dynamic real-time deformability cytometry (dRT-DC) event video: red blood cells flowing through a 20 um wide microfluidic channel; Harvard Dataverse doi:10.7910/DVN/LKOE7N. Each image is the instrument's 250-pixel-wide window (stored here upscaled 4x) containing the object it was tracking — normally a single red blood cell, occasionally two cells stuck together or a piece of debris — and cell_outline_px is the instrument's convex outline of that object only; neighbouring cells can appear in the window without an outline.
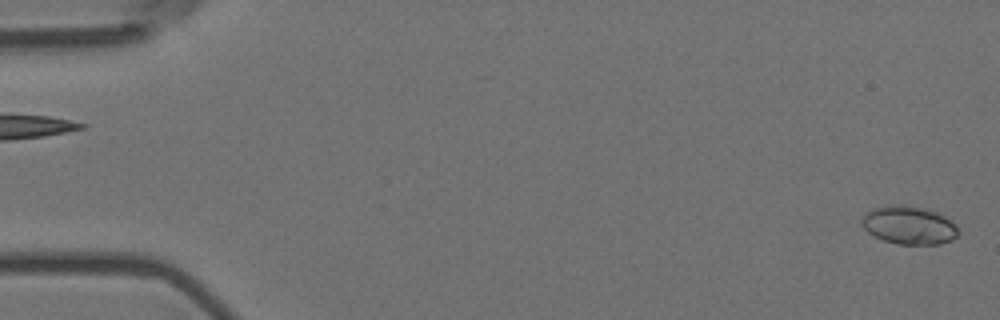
{"species": "Egyptian fruit bat (a non-hibernating species)", "species_latin": "Rousettus aegyptiacus", "temperature_condition": "room temperature", "stored_images_in_passage": 3, "segment_of_instrument_passage": [2, 2], "camera_frame_rate_fps": 3000, "um_per_image_px": 0.085, "animal": {"sex": "female"}, "frame": {"image": 1, "passage_image": 3, "time_ms": 0.667, "image_size_px": [1000, 320], "cell_outline_px": [[960, 232], [952, 240], [940, 244], [896, 244], [884, 240], [868, 232], [860, 224], [860, 220], [864, 212], [872, 208], [896, 204], [900, 204], [924, 208], [936, 212], [944, 216], [956, 224]], "centroid_in_image_um": [77.24, 19.13], "position_along_channel_um": 7.8, "area_um2": 21.68}}